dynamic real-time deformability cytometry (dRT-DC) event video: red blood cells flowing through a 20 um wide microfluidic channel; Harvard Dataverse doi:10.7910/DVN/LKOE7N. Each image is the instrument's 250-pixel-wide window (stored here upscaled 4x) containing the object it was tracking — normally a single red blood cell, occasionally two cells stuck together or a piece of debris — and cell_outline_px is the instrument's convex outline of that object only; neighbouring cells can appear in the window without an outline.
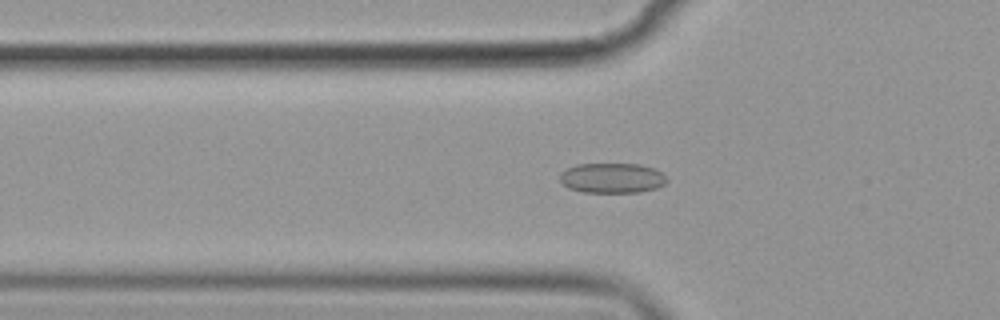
{"species": "common noctule bat (a hibernating species)", "species_latin": "Nyctalus noctula", "temperature_condition": "cold", "stored_images_in_passage": 43, "camera_frame_rate_fps": 3000, "um_per_image_px": 0.085, "animal": {"sex": "female", "body_mass_g": 19.9}, "frame": {"image": 1, "passage_image": 6, "time_ms": 1.667, "image_size_px": [1000, 320], "cell_outline_px": [[668, 180], [664, 184], [656, 188], [640, 192], [584, 192], [568, 188], [560, 180], [560, 172], [576, 164], [640, 164], [652, 168], [660, 172]], "centroid_in_image_um": [52.01, 15.13], "position_along_channel_um": 73.8, "area_um2": 18.61}}
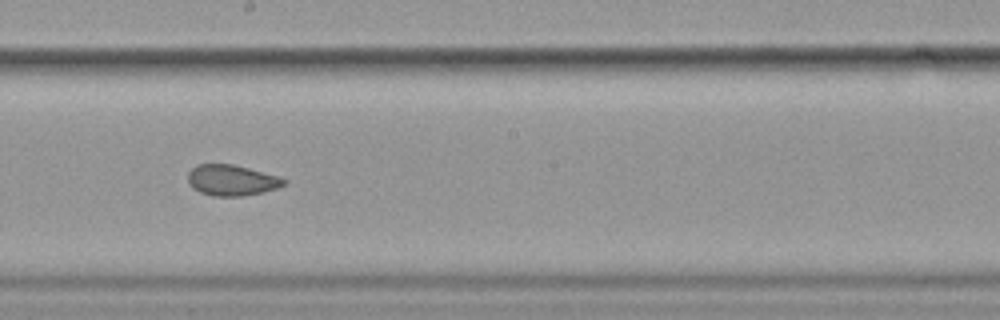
{"frame": {"image": 2, "passage_image": 19, "time_ms": 6.0, "image_size_px": [1000, 320], "cell_outline_px": [[288, 180], [284, 184], [276, 188], [264, 192], [240, 196], [212, 196], [200, 192], [192, 188], [188, 184], [188, 172], [196, 164], [232, 164], [248, 168], [276, 176]], "centroid_in_image_um": [19.64, 15.32], "position_along_channel_um": 228.6, "area_um2": 17.17}}
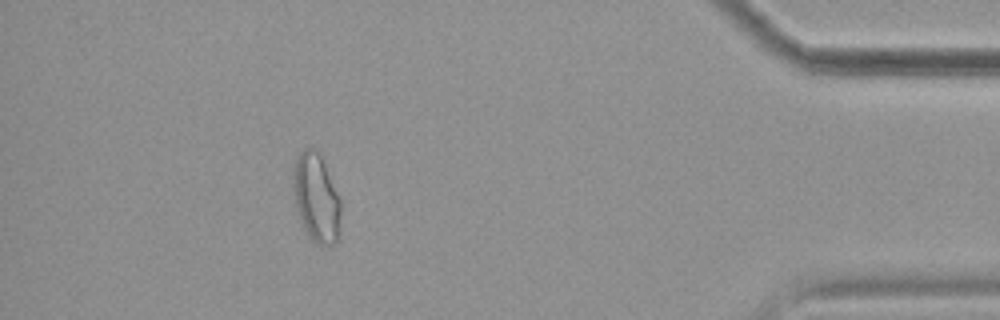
{"frame": {"image": 3, "passage_image": 38, "time_ms": 12.333, "image_size_px": [1000, 320], "cell_outline_px": [[340, 240], [332, 248], [316, 244], [312, 240], [304, 228], [296, 208], [292, 188], [292, 168], [296, 156], [304, 148], [312, 148], [320, 156], [324, 164], [340, 200]], "centroid_in_image_um": [26.87, 16.89], "position_along_channel_um": 408.3, "area_um2": 24.91}, "authors_computed_cell_mechanics": {"area_um2": 17.918, "velocity_mm_per_s": 3.5681, "shape_relaxation_time_tau1_ms": null, "shape_relaxation_time_tau2_ms": 1.9536, "deformation_change_tau1": null, "deformation_change_tau2": 0.0765}}